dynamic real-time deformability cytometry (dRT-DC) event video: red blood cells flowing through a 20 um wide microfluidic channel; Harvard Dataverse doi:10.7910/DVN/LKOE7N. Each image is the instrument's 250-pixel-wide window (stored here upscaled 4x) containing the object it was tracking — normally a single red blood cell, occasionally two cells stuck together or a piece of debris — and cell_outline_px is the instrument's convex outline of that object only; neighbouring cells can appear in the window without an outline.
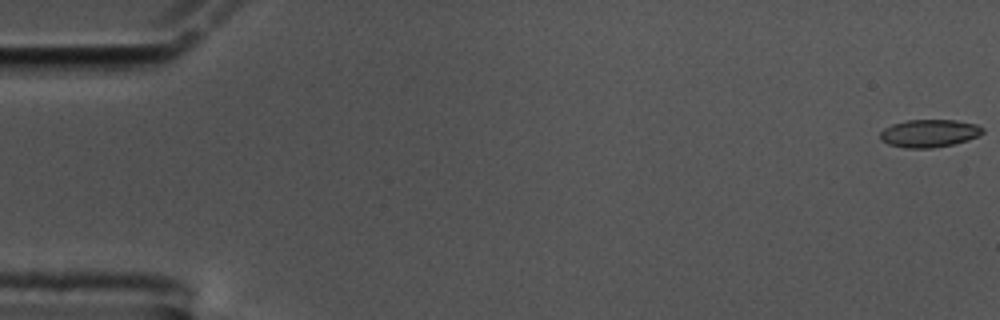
{"species": "common noctule bat (a hibernating species)", "species_latin": "Nyctalus noctula", "temperature_condition": "cold", "stored_images_in_passage": 59, "camera_frame_rate_fps": 3000, "um_per_image_px": 0.085, "animal": {"sex": "male", "body_mass_g": 17.5, "forearm_length_mm": 52.3}, "frame": {"image": 1, "passage_image": 1, "time_ms": 0.0, "image_size_px": [1000, 320], "cell_outline_px": [[984, 132], [980, 136], [968, 140], [952, 144], [932, 148], [904, 148], [888, 144], [880, 140], [880, 132], [884, 128], [892, 124], [908, 120], [956, 120], [976, 124], [984, 128]], "centroid_in_image_um": [78.99, 11.33], "position_along_channel_um": 6.0, "area_um2": 16.7}}
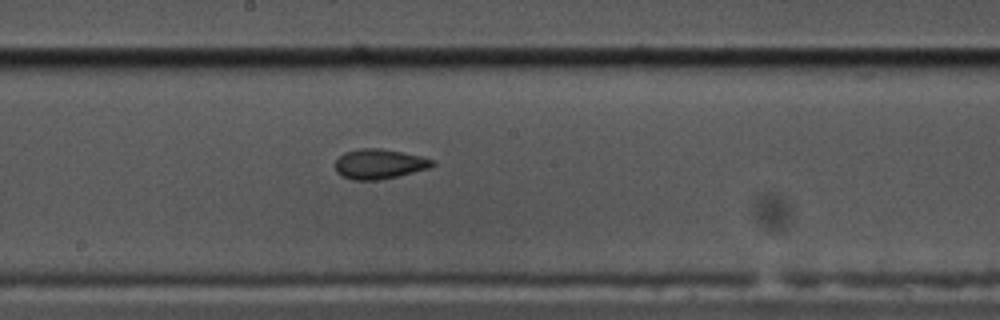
{"frame": {"image": 2, "passage_image": 32, "time_ms": 10.333, "image_size_px": [1000, 320], "cell_outline_px": [[436, 164], [432, 168], [396, 176], [376, 180], [352, 180], [340, 176], [336, 172], [336, 160], [344, 152], [360, 148], [380, 148], [420, 156], [436, 160]], "centroid_in_image_um": [32.25, 13.94], "position_along_channel_um": 216.0, "area_um2": 16.99}}
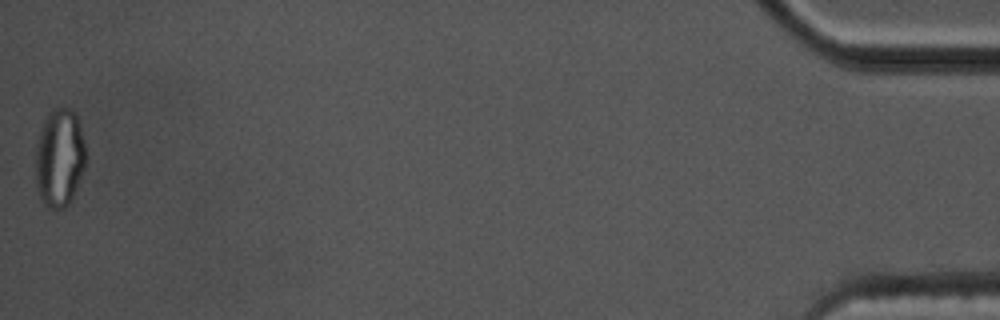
{"frame": {"image": 3, "passage_image": 59, "time_ms": 19.333, "image_size_px": [1000, 320], "cell_outline_px": [[88, 160], [72, 196], [68, 204], [64, 208], [48, 208], [40, 200], [36, 188], [36, 148], [40, 132], [44, 120], [48, 112], [52, 108], [68, 108], [76, 112], [88, 156]], "centroid_in_image_um": [5.07, 13.4], "position_along_channel_um": 430.1, "area_um2": 29.07}, "authors_computed_cell_mechanics": {"area_um2": 16.9932, "velocity_mm_per_s": 3.4509, "shape_relaxation_time_tau1_ms": 10.3299, "shape_relaxation_time_tau2_ms": 1.9988, "deformation_change_tau1": 0.2246, "deformation_change_tau2": 0.0774}}